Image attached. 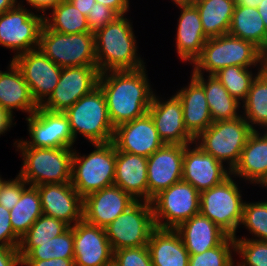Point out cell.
<instances>
[{
    "instance_id": "6da1fadb",
    "label": "cell",
    "mask_w": 267,
    "mask_h": 266,
    "mask_svg": "<svg viewBox=\"0 0 267 266\" xmlns=\"http://www.w3.org/2000/svg\"><path fill=\"white\" fill-rule=\"evenodd\" d=\"M146 73V67L100 73L98 86L104 93L114 128L148 112L155 92Z\"/></svg>"
},
{
    "instance_id": "7a4b0ae2",
    "label": "cell",
    "mask_w": 267,
    "mask_h": 266,
    "mask_svg": "<svg viewBox=\"0 0 267 266\" xmlns=\"http://www.w3.org/2000/svg\"><path fill=\"white\" fill-rule=\"evenodd\" d=\"M131 20L118 15L94 33L95 57L100 73L132 71L145 67L138 52Z\"/></svg>"
},
{
    "instance_id": "3957f363",
    "label": "cell",
    "mask_w": 267,
    "mask_h": 266,
    "mask_svg": "<svg viewBox=\"0 0 267 266\" xmlns=\"http://www.w3.org/2000/svg\"><path fill=\"white\" fill-rule=\"evenodd\" d=\"M265 54L253 43L229 34L208 38L191 74L214 75L228 66L262 67Z\"/></svg>"
},
{
    "instance_id": "277c9868",
    "label": "cell",
    "mask_w": 267,
    "mask_h": 266,
    "mask_svg": "<svg viewBox=\"0 0 267 266\" xmlns=\"http://www.w3.org/2000/svg\"><path fill=\"white\" fill-rule=\"evenodd\" d=\"M22 155L18 175L28 185L69 183L72 176L73 148H37L26 146L21 139L13 143Z\"/></svg>"
},
{
    "instance_id": "5b68a950",
    "label": "cell",
    "mask_w": 267,
    "mask_h": 266,
    "mask_svg": "<svg viewBox=\"0 0 267 266\" xmlns=\"http://www.w3.org/2000/svg\"><path fill=\"white\" fill-rule=\"evenodd\" d=\"M94 150L81 155L73 150L71 184L78 194L87 195L114 185L116 147L113 142L94 143Z\"/></svg>"
},
{
    "instance_id": "8992f818",
    "label": "cell",
    "mask_w": 267,
    "mask_h": 266,
    "mask_svg": "<svg viewBox=\"0 0 267 266\" xmlns=\"http://www.w3.org/2000/svg\"><path fill=\"white\" fill-rule=\"evenodd\" d=\"M64 113L69 119L75 142L78 133L91 144L113 141L115 128L110 121L106 99L99 86L81 97Z\"/></svg>"
},
{
    "instance_id": "52a82bcc",
    "label": "cell",
    "mask_w": 267,
    "mask_h": 266,
    "mask_svg": "<svg viewBox=\"0 0 267 266\" xmlns=\"http://www.w3.org/2000/svg\"><path fill=\"white\" fill-rule=\"evenodd\" d=\"M253 131L243 116L233 120L214 121L194 143L218 161L227 163V168L232 170Z\"/></svg>"
},
{
    "instance_id": "ba28073f",
    "label": "cell",
    "mask_w": 267,
    "mask_h": 266,
    "mask_svg": "<svg viewBox=\"0 0 267 266\" xmlns=\"http://www.w3.org/2000/svg\"><path fill=\"white\" fill-rule=\"evenodd\" d=\"M230 175L222 183L200 193L199 213L208 217L228 236H236L244 202L238 183ZM237 183V184H236Z\"/></svg>"
},
{
    "instance_id": "9c48e42d",
    "label": "cell",
    "mask_w": 267,
    "mask_h": 266,
    "mask_svg": "<svg viewBox=\"0 0 267 266\" xmlns=\"http://www.w3.org/2000/svg\"><path fill=\"white\" fill-rule=\"evenodd\" d=\"M38 48L61 68L97 66L93 32L64 34L43 24Z\"/></svg>"
},
{
    "instance_id": "30bf717a",
    "label": "cell",
    "mask_w": 267,
    "mask_h": 266,
    "mask_svg": "<svg viewBox=\"0 0 267 266\" xmlns=\"http://www.w3.org/2000/svg\"><path fill=\"white\" fill-rule=\"evenodd\" d=\"M200 192L183 180L162 190L151 200L157 228L176 229L199 213Z\"/></svg>"
},
{
    "instance_id": "8fae6325",
    "label": "cell",
    "mask_w": 267,
    "mask_h": 266,
    "mask_svg": "<svg viewBox=\"0 0 267 266\" xmlns=\"http://www.w3.org/2000/svg\"><path fill=\"white\" fill-rule=\"evenodd\" d=\"M156 228L151 202L135 201L105 229L113 251L147 246Z\"/></svg>"
},
{
    "instance_id": "7c38bea8",
    "label": "cell",
    "mask_w": 267,
    "mask_h": 266,
    "mask_svg": "<svg viewBox=\"0 0 267 266\" xmlns=\"http://www.w3.org/2000/svg\"><path fill=\"white\" fill-rule=\"evenodd\" d=\"M22 3L0 14V45L12 49L13 58L39 47L44 24L43 14H35Z\"/></svg>"
},
{
    "instance_id": "4fadbf2b",
    "label": "cell",
    "mask_w": 267,
    "mask_h": 266,
    "mask_svg": "<svg viewBox=\"0 0 267 266\" xmlns=\"http://www.w3.org/2000/svg\"><path fill=\"white\" fill-rule=\"evenodd\" d=\"M31 139L21 141L28 147L73 148L74 137L68 117L64 112L39 108L25 118Z\"/></svg>"
},
{
    "instance_id": "5bb4252c",
    "label": "cell",
    "mask_w": 267,
    "mask_h": 266,
    "mask_svg": "<svg viewBox=\"0 0 267 266\" xmlns=\"http://www.w3.org/2000/svg\"><path fill=\"white\" fill-rule=\"evenodd\" d=\"M99 75L97 66L62 68L57 86L40 107L53 112H65L98 86Z\"/></svg>"
},
{
    "instance_id": "9a60e30c",
    "label": "cell",
    "mask_w": 267,
    "mask_h": 266,
    "mask_svg": "<svg viewBox=\"0 0 267 266\" xmlns=\"http://www.w3.org/2000/svg\"><path fill=\"white\" fill-rule=\"evenodd\" d=\"M11 60L20 69L33 99L40 106L57 86L62 68L39 48L22 53Z\"/></svg>"
},
{
    "instance_id": "2e32d148",
    "label": "cell",
    "mask_w": 267,
    "mask_h": 266,
    "mask_svg": "<svg viewBox=\"0 0 267 266\" xmlns=\"http://www.w3.org/2000/svg\"><path fill=\"white\" fill-rule=\"evenodd\" d=\"M225 166L196 143L184 145L182 180L200 193L222 183L231 175V170Z\"/></svg>"
},
{
    "instance_id": "e0dca14e",
    "label": "cell",
    "mask_w": 267,
    "mask_h": 266,
    "mask_svg": "<svg viewBox=\"0 0 267 266\" xmlns=\"http://www.w3.org/2000/svg\"><path fill=\"white\" fill-rule=\"evenodd\" d=\"M112 142L116 151L146 158L165 145L148 112L133 121L118 125L114 130Z\"/></svg>"
},
{
    "instance_id": "ac0fdd59",
    "label": "cell",
    "mask_w": 267,
    "mask_h": 266,
    "mask_svg": "<svg viewBox=\"0 0 267 266\" xmlns=\"http://www.w3.org/2000/svg\"><path fill=\"white\" fill-rule=\"evenodd\" d=\"M184 145L165 144L147 158L148 202L182 180Z\"/></svg>"
},
{
    "instance_id": "d6986e66",
    "label": "cell",
    "mask_w": 267,
    "mask_h": 266,
    "mask_svg": "<svg viewBox=\"0 0 267 266\" xmlns=\"http://www.w3.org/2000/svg\"><path fill=\"white\" fill-rule=\"evenodd\" d=\"M162 100L154 94L148 110L161 140L170 145L194 143L195 139L185 128L183 109L178 96L174 93L169 99Z\"/></svg>"
},
{
    "instance_id": "ffe728a7",
    "label": "cell",
    "mask_w": 267,
    "mask_h": 266,
    "mask_svg": "<svg viewBox=\"0 0 267 266\" xmlns=\"http://www.w3.org/2000/svg\"><path fill=\"white\" fill-rule=\"evenodd\" d=\"M44 215L64 221L70 227L83 220V198L69 183L36 186Z\"/></svg>"
},
{
    "instance_id": "44dd1931",
    "label": "cell",
    "mask_w": 267,
    "mask_h": 266,
    "mask_svg": "<svg viewBox=\"0 0 267 266\" xmlns=\"http://www.w3.org/2000/svg\"><path fill=\"white\" fill-rule=\"evenodd\" d=\"M72 228L75 266H101L113 260V250L104 228L84 220Z\"/></svg>"
},
{
    "instance_id": "7402d4cb",
    "label": "cell",
    "mask_w": 267,
    "mask_h": 266,
    "mask_svg": "<svg viewBox=\"0 0 267 266\" xmlns=\"http://www.w3.org/2000/svg\"><path fill=\"white\" fill-rule=\"evenodd\" d=\"M135 201L116 185L105 187L83 198V220L106 228Z\"/></svg>"
},
{
    "instance_id": "603a6c76",
    "label": "cell",
    "mask_w": 267,
    "mask_h": 266,
    "mask_svg": "<svg viewBox=\"0 0 267 266\" xmlns=\"http://www.w3.org/2000/svg\"><path fill=\"white\" fill-rule=\"evenodd\" d=\"M180 15L176 27V51L182 62L190 63L201 55L208 37L204 34L200 15L194 4L177 6Z\"/></svg>"
},
{
    "instance_id": "cb8c5ba5",
    "label": "cell",
    "mask_w": 267,
    "mask_h": 266,
    "mask_svg": "<svg viewBox=\"0 0 267 266\" xmlns=\"http://www.w3.org/2000/svg\"><path fill=\"white\" fill-rule=\"evenodd\" d=\"M259 132L254 130L248 138L231 175L263 187L267 182V135Z\"/></svg>"
},
{
    "instance_id": "d4e9b609",
    "label": "cell",
    "mask_w": 267,
    "mask_h": 266,
    "mask_svg": "<svg viewBox=\"0 0 267 266\" xmlns=\"http://www.w3.org/2000/svg\"><path fill=\"white\" fill-rule=\"evenodd\" d=\"M114 185L136 201H148L147 158L116 151Z\"/></svg>"
},
{
    "instance_id": "484cf974",
    "label": "cell",
    "mask_w": 267,
    "mask_h": 266,
    "mask_svg": "<svg viewBox=\"0 0 267 266\" xmlns=\"http://www.w3.org/2000/svg\"><path fill=\"white\" fill-rule=\"evenodd\" d=\"M8 70H0V107L14 117L13 110L33 114L39 105L33 99L30 88L20 69L10 60Z\"/></svg>"
},
{
    "instance_id": "4316f807",
    "label": "cell",
    "mask_w": 267,
    "mask_h": 266,
    "mask_svg": "<svg viewBox=\"0 0 267 266\" xmlns=\"http://www.w3.org/2000/svg\"><path fill=\"white\" fill-rule=\"evenodd\" d=\"M181 101L187 132L196 139L212 123L203 87L191 76L188 86L175 93Z\"/></svg>"
},
{
    "instance_id": "83f0119b",
    "label": "cell",
    "mask_w": 267,
    "mask_h": 266,
    "mask_svg": "<svg viewBox=\"0 0 267 266\" xmlns=\"http://www.w3.org/2000/svg\"><path fill=\"white\" fill-rule=\"evenodd\" d=\"M189 254H200L218 246L228 235L208 217L198 213L175 229Z\"/></svg>"
},
{
    "instance_id": "f1b7e54d",
    "label": "cell",
    "mask_w": 267,
    "mask_h": 266,
    "mask_svg": "<svg viewBox=\"0 0 267 266\" xmlns=\"http://www.w3.org/2000/svg\"><path fill=\"white\" fill-rule=\"evenodd\" d=\"M147 247L153 266H189L190 254L175 229L156 227Z\"/></svg>"
},
{
    "instance_id": "f546056e",
    "label": "cell",
    "mask_w": 267,
    "mask_h": 266,
    "mask_svg": "<svg viewBox=\"0 0 267 266\" xmlns=\"http://www.w3.org/2000/svg\"><path fill=\"white\" fill-rule=\"evenodd\" d=\"M203 87L212 121L236 119L240 114L241 102L232 97L215 75L191 74Z\"/></svg>"
},
{
    "instance_id": "4dcf8cb0",
    "label": "cell",
    "mask_w": 267,
    "mask_h": 266,
    "mask_svg": "<svg viewBox=\"0 0 267 266\" xmlns=\"http://www.w3.org/2000/svg\"><path fill=\"white\" fill-rule=\"evenodd\" d=\"M228 34L253 43L267 56V29L257 8L235 6Z\"/></svg>"
},
{
    "instance_id": "1f68e13d",
    "label": "cell",
    "mask_w": 267,
    "mask_h": 266,
    "mask_svg": "<svg viewBox=\"0 0 267 266\" xmlns=\"http://www.w3.org/2000/svg\"><path fill=\"white\" fill-rule=\"evenodd\" d=\"M204 34L208 38L229 33L235 0H196Z\"/></svg>"
},
{
    "instance_id": "d6a6232c",
    "label": "cell",
    "mask_w": 267,
    "mask_h": 266,
    "mask_svg": "<svg viewBox=\"0 0 267 266\" xmlns=\"http://www.w3.org/2000/svg\"><path fill=\"white\" fill-rule=\"evenodd\" d=\"M51 10L50 16L44 15V24L50 30L64 34L91 32L87 17L69 0H59Z\"/></svg>"
},
{
    "instance_id": "836d02e7",
    "label": "cell",
    "mask_w": 267,
    "mask_h": 266,
    "mask_svg": "<svg viewBox=\"0 0 267 266\" xmlns=\"http://www.w3.org/2000/svg\"><path fill=\"white\" fill-rule=\"evenodd\" d=\"M42 214L38 188L28 185L22 191L19 201L10 210V221L14 233L22 238Z\"/></svg>"
},
{
    "instance_id": "e575fe53",
    "label": "cell",
    "mask_w": 267,
    "mask_h": 266,
    "mask_svg": "<svg viewBox=\"0 0 267 266\" xmlns=\"http://www.w3.org/2000/svg\"><path fill=\"white\" fill-rule=\"evenodd\" d=\"M241 104L242 116L253 130L267 126V76L262 71L252 82L247 97Z\"/></svg>"
},
{
    "instance_id": "d590c367",
    "label": "cell",
    "mask_w": 267,
    "mask_h": 266,
    "mask_svg": "<svg viewBox=\"0 0 267 266\" xmlns=\"http://www.w3.org/2000/svg\"><path fill=\"white\" fill-rule=\"evenodd\" d=\"M70 226L64 221L42 214L30 227L28 232L20 238L18 252L22 259L36 242H46L61 235Z\"/></svg>"
},
{
    "instance_id": "8d00e7d4",
    "label": "cell",
    "mask_w": 267,
    "mask_h": 266,
    "mask_svg": "<svg viewBox=\"0 0 267 266\" xmlns=\"http://www.w3.org/2000/svg\"><path fill=\"white\" fill-rule=\"evenodd\" d=\"M54 258L74 259L73 228L46 242H36L21 260H50Z\"/></svg>"
},
{
    "instance_id": "74e56055",
    "label": "cell",
    "mask_w": 267,
    "mask_h": 266,
    "mask_svg": "<svg viewBox=\"0 0 267 266\" xmlns=\"http://www.w3.org/2000/svg\"><path fill=\"white\" fill-rule=\"evenodd\" d=\"M250 69L252 68L228 66L220 69L214 75L232 97L237 99L239 102H243L247 97L252 82L261 72V67L257 68L256 74Z\"/></svg>"
},
{
    "instance_id": "f35d334b",
    "label": "cell",
    "mask_w": 267,
    "mask_h": 266,
    "mask_svg": "<svg viewBox=\"0 0 267 266\" xmlns=\"http://www.w3.org/2000/svg\"><path fill=\"white\" fill-rule=\"evenodd\" d=\"M240 225H244L243 227L249 231L253 238L234 236V239L267 241V201L253 203L245 201Z\"/></svg>"
},
{
    "instance_id": "ab89813d",
    "label": "cell",
    "mask_w": 267,
    "mask_h": 266,
    "mask_svg": "<svg viewBox=\"0 0 267 266\" xmlns=\"http://www.w3.org/2000/svg\"><path fill=\"white\" fill-rule=\"evenodd\" d=\"M235 239L227 236L218 246L200 254H190L189 266H234Z\"/></svg>"
},
{
    "instance_id": "60d3db41",
    "label": "cell",
    "mask_w": 267,
    "mask_h": 266,
    "mask_svg": "<svg viewBox=\"0 0 267 266\" xmlns=\"http://www.w3.org/2000/svg\"><path fill=\"white\" fill-rule=\"evenodd\" d=\"M235 253L241 261L234 266H267V241L235 239Z\"/></svg>"
},
{
    "instance_id": "b9f144b4",
    "label": "cell",
    "mask_w": 267,
    "mask_h": 266,
    "mask_svg": "<svg viewBox=\"0 0 267 266\" xmlns=\"http://www.w3.org/2000/svg\"><path fill=\"white\" fill-rule=\"evenodd\" d=\"M113 260L118 266H153L147 246L113 251Z\"/></svg>"
},
{
    "instance_id": "7bdbcfd3",
    "label": "cell",
    "mask_w": 267,
    "mask_h": 266,
    "mask_svg": "<svg viewBox=\"0 0 267 266\" xmlns=\"http://www.w3.org/2000/svg\"><path fill=\"white\" fill-rule=\"evenodd\" d=\"M27 186L26 181L19 175H16L15 179H7L0 192V205L7 210H11L19 201L22 191Z\"/></svg>"
},
{
    "instance_id": "ee69618b",
    "label": "cell",
    "mask_w": 267,
    "mask_h": 266,
    "mask_svg": "<svg viewBox=\"0 0 267 266\" xmlns=\"http://www.w3.org/2000/svg\"><path fill=\"white\" fill-rule=\"evenodd\" d=\"M117 16L118 14L113 9L96 2L87 16L90 31L95 33L113 21Z\"/></svg>"
},
{
    "instance_id": "f6af8a7d",
    "label": "cell",
    "mask_w": 267,
    "mask_h": 266,
    "mask_svg": "<svg viewBox=\"0 0 267 266\" xmlns=\"http://www.w3.org/2000/svg\"><path fill=\"white\" fill-rule=\"evenodd\" d=\"M20 238L14 233L10 210L0 205V247H18Z\"/></svg>"
},
{
    "instance_id": "bcb514c9",
    "label": "cell",
    "mask_w": 267,
    "mask_h": 266,
    "mask_svg": "<svg viewBox=\"0 0 267 266\" xmlns=\"http://www.w3.org/2000/svg\"><path fill=\"white\" fill-rule=\"evenodd\" d=\"M22 265L18 247H0V266Z\"/></svg>"
},
{
    "instance_id": "7dc6e473",
    "label": "cell",
    "mask_w": 267,
    "mask_h": 266,
    "mask_svg": "<svg viewBox=\"0 0 267 266\" xmlns=\"http://www.w3.org/2000/svg\"><path fill=\"white\" fill-rule=\"evenodd\" d=\"M24 266H75L74 259L22 260Z\"/></svg>"
},
{
    "instance_id": "c3c4849f",
    "label": "cell",
    "mask_w": 267,
    "mask_h": 266,
    "mask_svg": "<svg viewBox=\"0 0 267 266\" xmlns=\"http://www.w3.org/2000/svg\"><path fill=\"white\" fill-rule=\"evenodd\" d=\"M96 2L110 7L118 15H125L129 12L130 0H95Z\"/></svg>"
},
{
    "instance_id": "681fc988",
    "label": "cell",
    "mask_w": 267,
    "mask_h": 266,
    "mask_svg": "<svg viewBox=\"0 0 267 266\" xmlns=\"http://www.w3.org/2000/svg\"><path fill=\"white\" fill-rule=\"evenodd\" d=\"M27 4L34 8L39 14H46V11L54 7L59 0H25Z\"/></svg>"
},
{
    "instance_id": "f907efd6",
    "label": "cell",
    "mask_w": 267,
    "mask_h": 266,
    "mask_svg": "<svg viewBox=\"0 0 267 266\" xmlns=\"http://www.w3.org/2000/svg\"><path fill=\"white\" fill-rule=\"evenodd\" d=\"M13 121L14 117L0 107V136L9 131L13 127L12 125H16V122L14 123Z\"/></svg>"
},
{
    "instance_id": "816d5d0a",
    "label": "cell",
    "mask_w": 267,
    "mask_h": 266,
    "mask_svg": "<svg viewBox=\"0 0 267 266\" xmlns=\"http://www.w3.org/2000/svg\"><path fill=\"white\" fill-rule=\"evenodd\" d=\"M83 15L88 16L89 11L92 10L95 0H69Z\"/></svg>"
},
{
    "instance_id": "f5cc1de1",
    "label": "cell",
    "mask_w": 267,
    "mask_h": 266,
    "mask_svg": "<svg viewBox=\"0 0 267 266\" xmlns=\"http://www.w3.org/2000/svg\"><path fill=\"white\" fill-rule=\"evenodd\" d=\"M18 4L17 0H0V14L16 7Z\"/></svg>"
},
{
    "instance_id": "db71d44e",
    "label": "cell",
    "mask_w": 267,
    "mask_h": 266,
    "mask_svg": "<svg viewBox=\"0 0 267 266\" xmlns=\"http://www.w3.org/2000/svg\"><path fill=\"white\" fill-rule=\"evenodd\" d=\"M263 0H235V6L257 8Z\"/></svg>"
},
{
    "instance_id": "11a10c76",
    "label": "cell",
    "mask_w": 267,
    "mask_h": 266,
    "mask_svg": "<svg viewBox=\"0 0 267 266\" xmlns=\"http://www.w3.org/2000/svg\"><path fill=\"white\" fill-rule=\"evenodd\" d=\"M257 9L261 15L265 28L267 29V0H263L260 5H258Z\"/></svg>"
},
{
    "instance_id": "9f6ffc18",
    "label": "cell",
    "mask_w": 267,
    "mask_h": 266,
    "mask_svg": "<svg viewBox=\"0 0 267 266\" xmlns=\"http://www.w3.org/2000/svg\"><path fill=\"white\" fill-rule=\"evenodd\" d=\"M176 6L191 5L194 4V0H171Z\"/></svg>"
},
{
    "instance_id": "6f0895ef",
    "label": "cell",
    "mask_w": 267,
    "mask_h": 266,
    "mask_svg": "<svg viewBox=\"0 0 267 266\" xmlns=\"http://www.w3.org/2000/svg\"><path fill=\"white\" fill-rule=\"evenodd\" d=\"M261 71L267 76V56L263 60Z\"/></svg>"
},
{
    "instance_id": "680465c9",
    "label": "cell",
    "mask_w": 267,
    "mask_h": 266,
    "mask_svg": "<svg viewBox=\"0 0 267 266\" xmlns=\"http://www.w3.org/2000/svg\"><path fill=\"white\" fill-rule=\"evenodd\" d=\"M7 180L5 179H3L2 177H1V175H0V192H1V190H2V188H3V186H4V184H5V182H6Z\"/></svg>"
},
{
    "instance_id": "91938a15",
    "label": "cell",
    "mask_w": 267,
    "mask_h": 266,
    "mask_svg": "<svg viewBox=\"0 0 267 266\" xmlns=\"http://www.w3.org/2000/svg\"><path fill=\"white\" fill-rule=\"evenodd\" d=\"M101 266H118L114 260H111L110 262L104 264V265H101Z\"/></svg>"
},
{
    "instance_id": "94428289",
    "label": "cell",
    "mask_w": 267,
    "mask_h": 266,
    "mask_svg": "<svg viewBox=\"0 0 267 266\" xmlns=\"http://www.w3.org/2000/svg\"><path fill=\"white\" fill-rule=\"evenodd\" d=\"M264 129H265L266 131H265ZM262 131L267 135V126L264 127Z\"/></svg>"
}]
</instances>
